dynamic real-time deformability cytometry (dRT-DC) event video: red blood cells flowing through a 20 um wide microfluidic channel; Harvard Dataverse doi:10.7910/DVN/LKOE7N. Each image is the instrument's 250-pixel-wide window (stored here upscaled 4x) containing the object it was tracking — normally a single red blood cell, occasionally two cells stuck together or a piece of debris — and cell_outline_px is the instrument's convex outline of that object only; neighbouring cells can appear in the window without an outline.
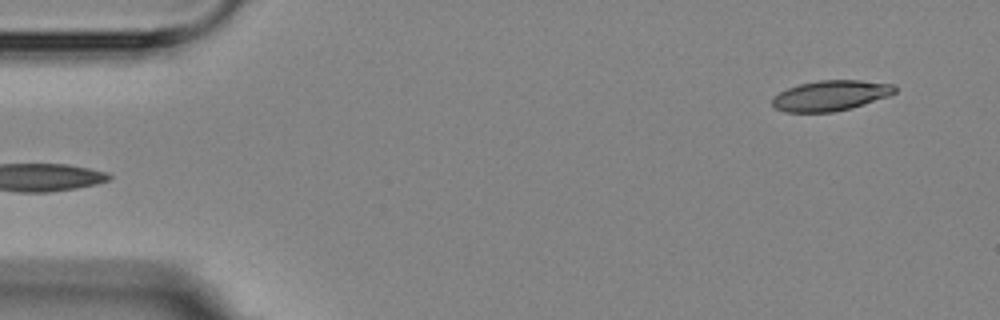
{"species": "Egyptian fruit bat (a non-hibernating species)", "species_latin": "Rousettus aegyptiacus", "temperature_condition": "room temperature", "stored_images_in_passage": 5, "segment_of_instrument_passage": [2, 2], "camera_frame_rate_fps": 3000, "um_per_image_px": 0.085, "animal": {"sex": "female"}, "frame": {"image": 1, "passage_image": 5, "time_ms": 4.667, "image_size_px": [1000, 320], "cell_outline_px": [[896, 92], [888, 96], [852, 108], [832, 112], [784, 112], [776, 108], [772, 104], [772, 96], [788, 88], [800, 84], [816, 80], [860, 80], [892, 84], [896, 88]], "centroid_in_image_um": [70.58, 8.12], "position_along_channel_um": 14.4, "area_um2": 21.68}}